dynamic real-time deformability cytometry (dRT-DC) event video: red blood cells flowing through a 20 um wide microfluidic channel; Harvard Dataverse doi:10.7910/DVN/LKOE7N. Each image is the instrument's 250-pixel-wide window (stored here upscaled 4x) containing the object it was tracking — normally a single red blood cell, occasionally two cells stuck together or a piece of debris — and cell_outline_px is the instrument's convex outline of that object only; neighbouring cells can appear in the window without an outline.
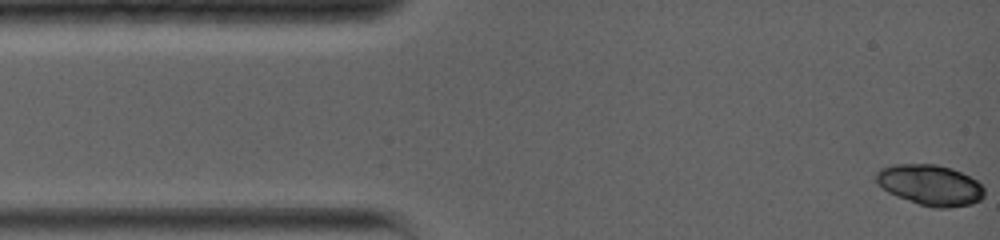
{"species": "common noctule bat (a hibernating species)", "species_latin": "Nyctalus noctula", "temperature_condition": "warm", "stored_images_in_passage": 42, "camera_frame_rate_fps": 5000, "um_per_image_px": 0.085, "animal": {"sex": "female", "body_mass_g": 19.0, "forearm_length_mm": 56.7}, "frame": {"image": 1, "passage_image": 1, "time_ms": 0.0, "image_size_px": [1000, 240], "cell_outline_px": [[984, 196], [980, 200], [972, 204], [948, 208], [932, 208], [896, 196], [888, 192], [876, 180], [876, 172], [880, 168], [892, 164], [936, 164], [952, 168], [976, 180], [984, 188]], "centroid_in_image_um": [79.07, 15.73], "position_along_channel_um": 5.9, "area_um2": 25.61}}
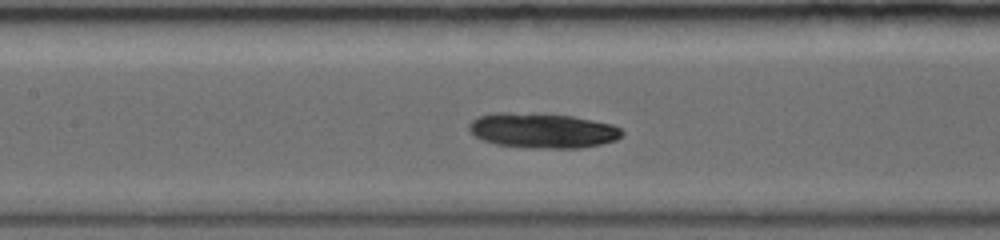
{"frame": {"image": 2, "passage_image": 19, "time_ms": 6.2, "image_size_px": [1000, 240], "cell_outline_px": [[624, 132], [616, 140], [600, 144], [580, 148], [528, 148], [496, 144], [484, 140], [468, 132], [468, 124], [476, 116], [492, 112], [508, 112], [572, 116], [612, 124], [620, 128]], "centroid_in_image_um": [46.06, 11.09], "position_along_channel_um": 161.3, "area_um2": 31.27}}
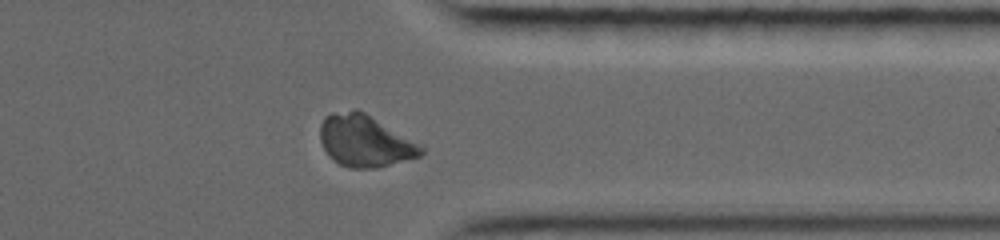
{"frame": {"image": 3, "passage_image": 36, "time_ms": 12.0, "image_size_px": [1000, 240], "cell_outline_px": [[424, 152], [420, 156], [376, 168], [348, 168], [332, 160], [328, 156], [320, 140], [320, 124], [324, 116], [332, 112], [352, 108], [356, 108], [364, 112], [424, 144]], "centroid_in_image_um": [31.03, 11.96], "position_along_channel_um": 380.4, "area_um2": 31.1}}